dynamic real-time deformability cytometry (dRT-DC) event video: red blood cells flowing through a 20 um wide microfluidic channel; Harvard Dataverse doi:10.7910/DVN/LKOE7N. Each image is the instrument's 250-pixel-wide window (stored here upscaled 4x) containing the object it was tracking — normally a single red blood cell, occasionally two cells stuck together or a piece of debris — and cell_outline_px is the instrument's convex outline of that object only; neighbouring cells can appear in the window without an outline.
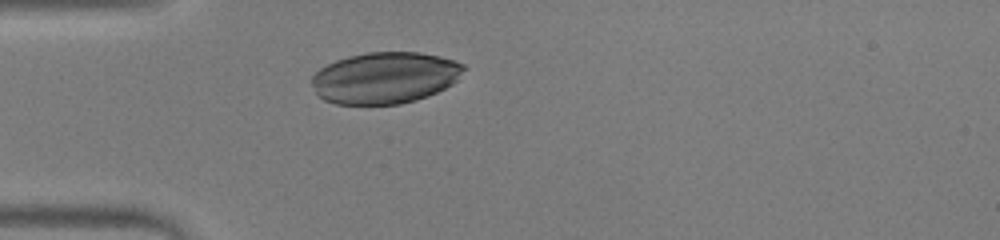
{"species": "human", "species_latin": "Homo sapiens", "temperature_condition": "warm", "stored_images_in_passage": 26, "camera_frame_rate_fps": 3000, "um_per_image_px": 0.085, "donor": {"sex": "male"}, "frame": {"image": 1, "passage_image": 1, "time_ms": 0.0, "image_size_px": [1000, 240], "cell_outline_px": [[468, 68], [452, 84], [428, 96], [416, 100], [400, 104], [336, 104], [324, 100], [316, 96], [312, 84], [312, 76], [320, 68], [336, 60], [348, 56], [368, 52], [420, 52], [440, 56], [464, 64]], "centroid_in_image_um": [32.72, 6.61], "position_along_channel_um": 52.3, "area_um2": 45.84}}
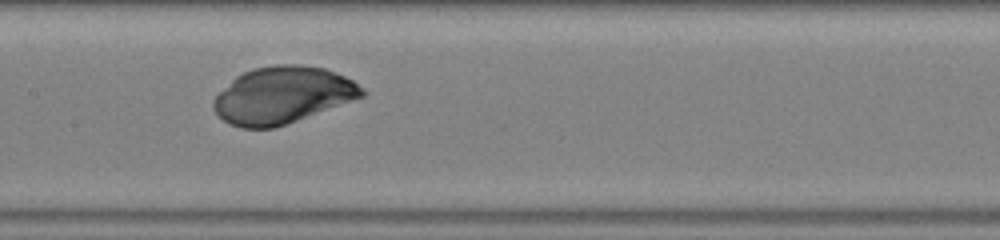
{"frame": {"image": 2, "passage_image": 11, "time_ms": 3.333, "image_size_px": [1000, 240], "cell_outline_px": [[368, 92], [364, 96], [284, 124], [272, 128], [240, 128], [224, 120], [212, 108], [212, 100], [236, 76], [252, 68], [276, 64], [300, 64], [324, 68], [344, 76], [352, 80], [364, 88]], "centroid_in_image_um": [24.01, 8.07], "position_along_channel_um": 183.4, "area_um2": 48.67}}
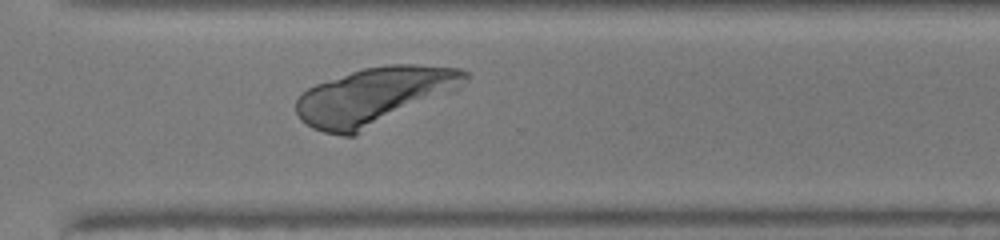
{"frame": {"image": 3, "passage_image": 22, "time_ms": 7.0, "image_size_px": [1000, 240], "cell_outline_px": [[468, 80], [456, 92], [356, 136], [344, 136], [324, 132], [312, 128], [300, 120], [296, 112], [296, 100], [308, 88], [316, 84], [364, 68], [388, 64], [416, 64], [460, 68], [468, 72]], "centroid_in_image_um": [31.9, 8.19], "position_along_channel_um": 338.7, "area_um2": 57.45}}